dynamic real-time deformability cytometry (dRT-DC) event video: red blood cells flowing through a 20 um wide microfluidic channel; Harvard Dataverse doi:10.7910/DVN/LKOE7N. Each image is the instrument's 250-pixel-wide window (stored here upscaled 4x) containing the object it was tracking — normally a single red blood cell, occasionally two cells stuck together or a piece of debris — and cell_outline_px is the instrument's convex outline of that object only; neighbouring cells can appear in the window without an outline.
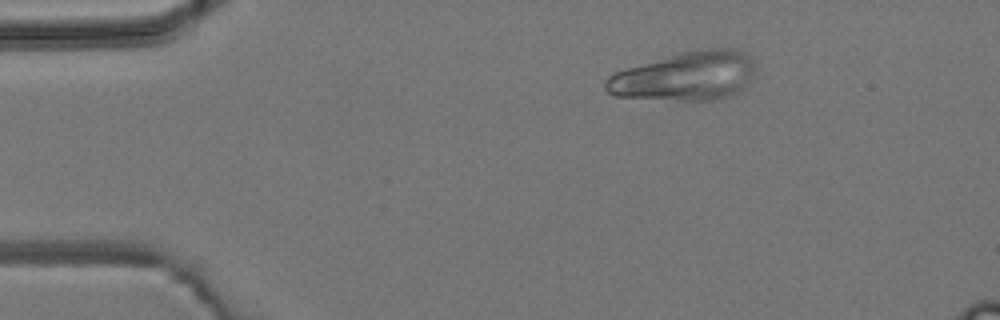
{"species": "common noctule bat (a hibernating species)", "species_latin": "Nyctalus noctula", "temperature_condition": "room temperature", "stored_images_in_passage": 4, "camera_frame_rate_fps": 3000, "um_per_image_px": 0.085, "animal": {"sex": "male", "body_mass_g": 19.2, "forearm_length_mm": 51.8}, "frame": {"image": 1, "passage_image": 3, "time_ms": 2.333, "image_size_px": [1000, 320], "cell_outline_px": [[756, 72], [752, 80], [744, 88], [732, 96], [712, 100], [684, 100], [616, 96], [608, 92], [604, 88], [604, 80], [608, 76], [616, 72], [676, 52], [696, 48], [736, 48], [744, 52], [756, 60]], "centroid_in_image_um": [58.34, 6.44], "position_along_channel_um": 26.7, "area_um2": 43.35}}